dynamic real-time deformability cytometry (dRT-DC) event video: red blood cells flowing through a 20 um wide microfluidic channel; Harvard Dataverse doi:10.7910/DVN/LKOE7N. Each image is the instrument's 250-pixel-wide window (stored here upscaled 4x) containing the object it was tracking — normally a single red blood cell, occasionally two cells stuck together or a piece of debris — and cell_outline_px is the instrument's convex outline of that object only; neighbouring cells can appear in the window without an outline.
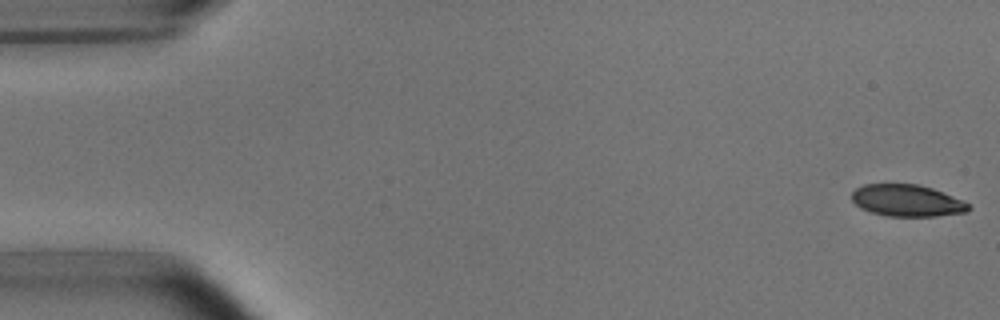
{"species": "common noctule bat (a hibernating species)", "species_latin": "Nyctalus noctula", "temperature_condition": "room temperature", "stored_images_in_passage": 4, "camera_frame_rate_fps": 3000, "um_per_image_px": 0.085, "animal": {"sex": "male", "body_mass_g": 15.6}, "frame": {"image": 1, "passage_image": 1, "time_ms": 0.0, "image_size_px": [1000, 320], "cell_outline_px": [[972, 208], [968, 212], [936, 216], [884, 216], [860, 208], [852, 200], [852, 192], [856, 188], [864, 184], [916, 184], [932, 188], [964, 200]], "centroid_in_image_um": [77.11, 17.05], "position_along_channel_um": 7.9, "area_um2": 21.73}}